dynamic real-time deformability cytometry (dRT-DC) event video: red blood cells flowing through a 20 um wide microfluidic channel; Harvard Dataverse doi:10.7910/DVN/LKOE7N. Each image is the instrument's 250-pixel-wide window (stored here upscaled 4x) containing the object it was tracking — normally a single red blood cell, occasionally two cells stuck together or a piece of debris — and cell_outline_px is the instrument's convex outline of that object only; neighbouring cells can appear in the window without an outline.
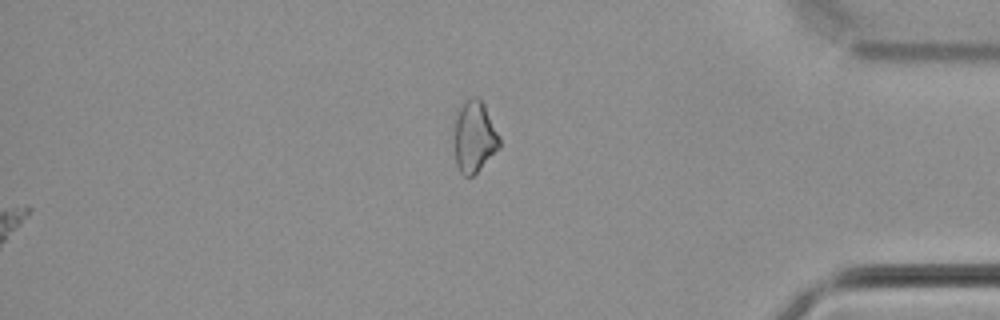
{"species": "common noctule bat (a hibernating species)", "species_latin": "Nyctalus noctula", "temperature_condition": "cold", "stored_images_in_passage": 41, "camera_frame_rate_fps": 3000, "um_per_image_px": 0.085, "animal": {"sex": "male", "body_mass_g": 21.5, "forearm_length_mm": 52.0}, "frame": {"image": 1, "passage_image": 41, "time_ms": 13.333, "image_size_px": [1000, 320], "cell_outline_px": [[500, 148], [472, 176], [464, 176], [460, 172], [456, 164], [452, 124], [452, 116], [460, 104], [464, 100], [476, 96], [484, 104], [500, 136]], "centroid_in_image_um": [40.26, 11.57], "position_along_channel_um": 394.9, "area_um2": 19.54}}